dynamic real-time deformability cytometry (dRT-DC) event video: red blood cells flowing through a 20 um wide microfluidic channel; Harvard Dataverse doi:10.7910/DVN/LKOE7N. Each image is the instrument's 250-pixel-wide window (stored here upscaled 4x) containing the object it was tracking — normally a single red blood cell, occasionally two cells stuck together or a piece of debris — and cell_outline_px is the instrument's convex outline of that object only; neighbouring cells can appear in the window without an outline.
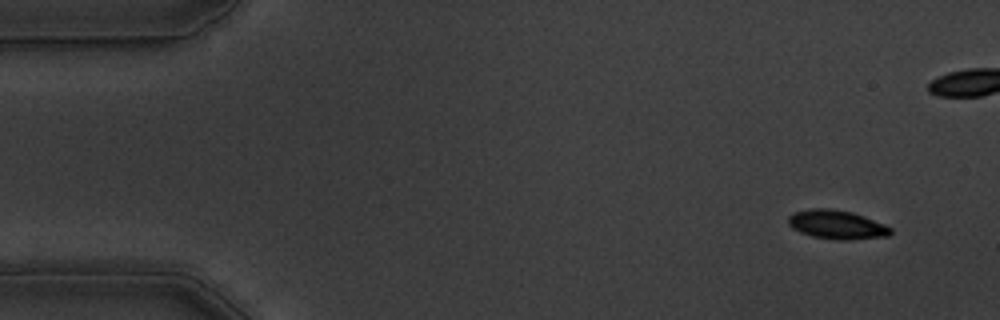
{"species": "common noctule bat (a hibernating species)", "species_latin": "Nyctalus noctula", "temperature_condition": "warm", "stored_images_in_passage": 55, "camera_frame_rate_fps": 3000, "um_per_image_px": 0.085, "animal": {"sex": "male", "body_mass_g": 19.5, "forearm_length_mm": 54.6}, "frame": {"image": 1, "passage_image": 1, "time_ms": 0.0, "image_size_px": [1000, 320], "cell_outline_px": [[892, 232], [888, 236], [848, 240], [840, 240], [812, 236], [800, 232], [792, 228], [788, 224], [788, 216], [796, 212], [808, 208], [828, 208], [852, 212], [884, 224], [892, 228]], "centroid_in_image_um": [71.12, 19.09], "position_along_channel_um": 13.9, "area_um2": 17.17}}
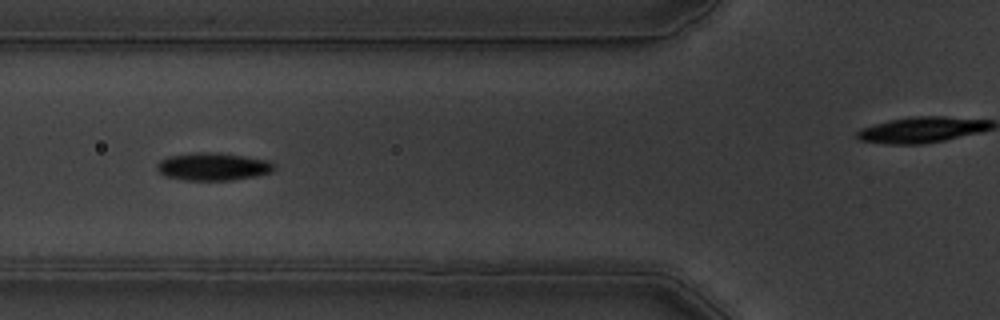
{"frame": {"image": 2, "passage_image": 18, "time_ms": 5.667, "image_size_px": [1000, 320], "cell_outline_px": [[276, 168], [272, 172], [232, 180], [184, 180], [164, 176], [156, 168], [156, 164], [160, 160], [168, 156], [196, 152], [220, 152], [268, 160], [276, 164]], "centroid_in_image_um": [18.1, 14.15], "position_along_channel_um": 107.7, "area_um2": 19.07}}
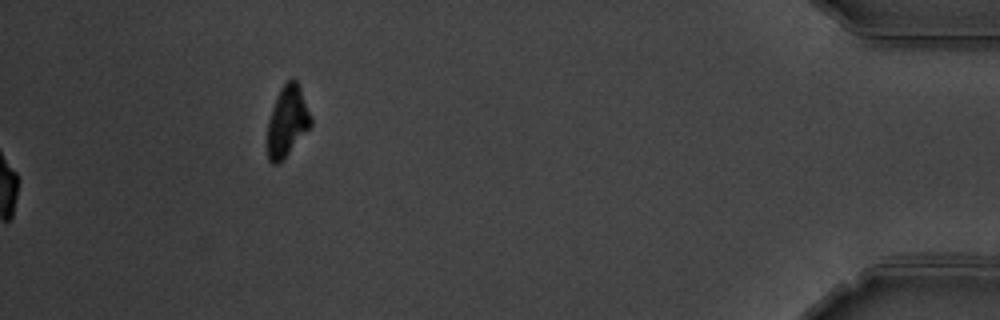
{"frame": {"image": 3, "passage_image": 55, "time_ms": 18.0, "image_size_px": [1000, 320], "cell_outline_px": [[312, 124], [288, 152], [276, 164], [272, 164], [268, 160], [264, 140], [268, 120], [272, 108], [280, 88], [288, 80], [296, 80], [300, 88], [312, 116]], "centroid_in_image_um": [24.36, 10.33], "position_along_channel_um": 410.8, "area_um2": 17.92}, "authors_computed_cell_mechanics": {"area_um2": 17.918, "velocity_mm_per_s": 3.5408, "shape_relaxation_time_tau1_ms": 3.1636, "shape_relaxation_time_tau2_ms": 1.3622, "deformation_change_tau1": 0.1632, "deformation_change_tau2": 0.0484}}